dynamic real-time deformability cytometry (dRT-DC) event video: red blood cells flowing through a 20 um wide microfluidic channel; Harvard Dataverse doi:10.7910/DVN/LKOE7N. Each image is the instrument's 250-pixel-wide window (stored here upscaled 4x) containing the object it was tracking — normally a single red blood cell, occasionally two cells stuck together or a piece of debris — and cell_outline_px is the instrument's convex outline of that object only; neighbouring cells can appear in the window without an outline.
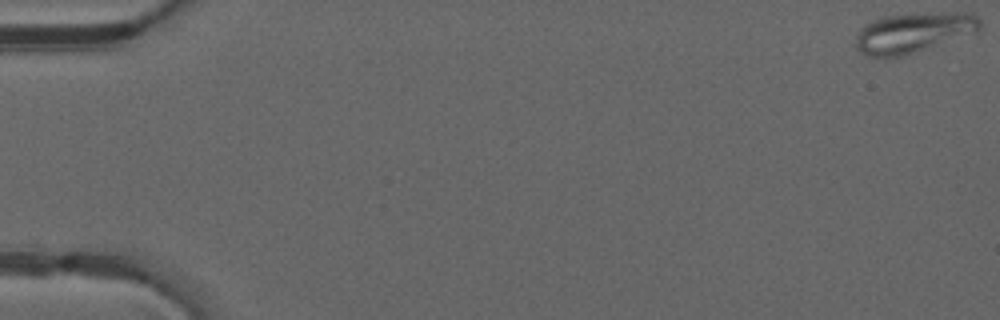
{"species": "common noctule bat (a hibernating species)", "species_latin": "Nyctalus noctula", "temperature_condition": "warm", "stored_images_in_passage": 50, "camera_frame_rate_fps": 3000, "um_per_image_px": 0.085, "animal": {"sex": "male", "forearm_length_mm": 52.5}, "frame": {"image": 1, "passage_image": 1, "time_ms": 0.0, "image_size_px": [1000, 320], "cell_outline_px": [[984, 24], [980, 32], [916, 52], [900, 56], [868, 56], [860, 52], [856, 48], [856, 36], [860, 28], [864, 24], [872, 20], [884, 16], [940, 12], [972, 12]], "centroid_in_image_um": [77.72, 2.75], "position_along_channel_um": 7.3, "area_um2": 29.48}}
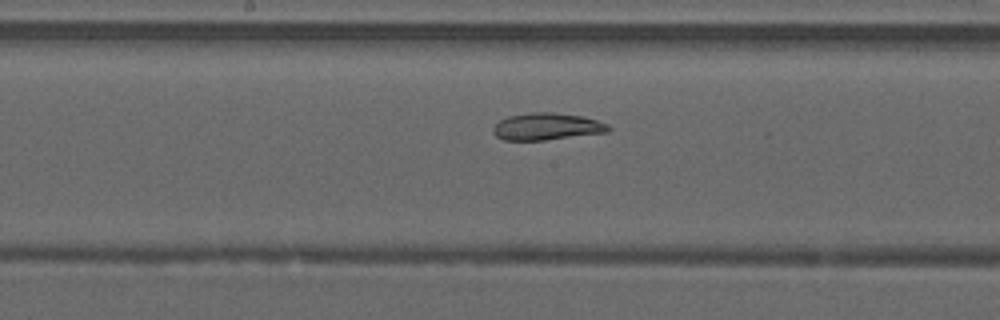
{"frame": {"image": 2, "passage_image": 27, "time_ms": 8.667, "image_size_px": [1000, 320], "cell_outline_px": [[612, 128], [608, 132], [544, 140], [504, 140], [496, 136], [492, 132], [492, 128], [500, 120], [508, 116], [532, 112], [552, 112], [584, 116], [608, 124]], "centroid_in_image_um": [46.48, 10.75], "position_along_channel_um": 201.7, "area_um2": 18.21}}
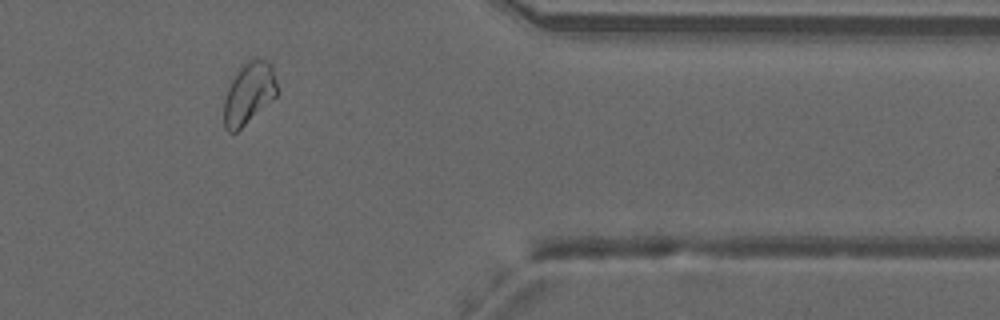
{"frame": {"image": 3, "passage_image": 42, "time_ms": 13.667, "image_size_px": [1000, 320], "cell_outline_px": [[276, 96], [236, 132], [228, 132], [224, 128], [224, 100], [228, 88], [236, 72], [248, 60], [256, 56], [268, 60], [272, 64], [276, 80]], "centroid_in_image_um": [21.15, 7.89], "position_along_channel_um": 390.2, "area_um2": 19.02}, "authors_computed_cell_mechanics": {"area_um2": 20.9525, "velocity_mm_per_s": 4.1506, "shape_relaxation_time_tau1_ms": null, "shape_relaxation_time_tau2_ms": 2.4467, "deformation_change_tau1": null, "deformation_change_tau2": 0.0671}}